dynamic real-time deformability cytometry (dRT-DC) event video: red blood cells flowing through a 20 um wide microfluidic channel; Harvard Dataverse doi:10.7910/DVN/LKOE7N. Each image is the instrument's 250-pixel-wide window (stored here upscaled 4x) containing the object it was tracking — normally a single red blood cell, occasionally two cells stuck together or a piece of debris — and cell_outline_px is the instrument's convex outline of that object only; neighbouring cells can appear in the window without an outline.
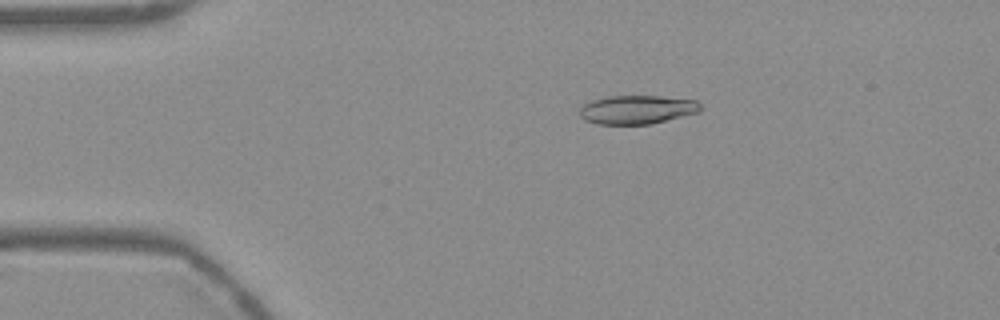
{"species": "Egyptian fruit bat (a non-hibernating species)", "species_latin": "Rousettus aegyptiacus", "temperature_condition": "warm", "stored_images_in_passage": 54, "camera_frame_rate_fps": 3000, "um_per_image_px": 0.085, "frame": {"image": 1, "passage_image": 10, "time_ms": 3.0, "image_size_px": [1000, 320], "cell_outline_px": [[704, 108], [700, 112], [648, 124], [596, 124], [584, 120], [580, 116], [580, 108], [584, 104], [592, 100], [608, 96], [660, 96], [696, 100]], "centroid_in_image_um": [54.16, 9.31], "position_along_channel_um": 30.8, "area_um2": 20.23}}
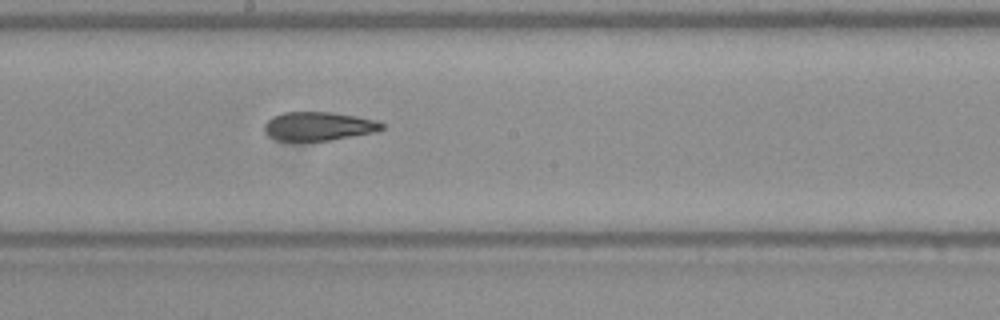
{"frame": {"image": 2, "passage_image": 29, "time_ms": 9.333, "image_size_px": [1000, 320], "cell_outline_px": [[384, 128], [376, 132], [328, 140], [276, 140], [268, 136], [264, 132], [264, 124], [268, 120], [284, 112], [328, 112], [356, 116], [376, 120], [384, 124]], "centroid_in_image_um": [27.08, 10.72], "position_along_channel_um": 221.1, "area_um2": 19.42}}
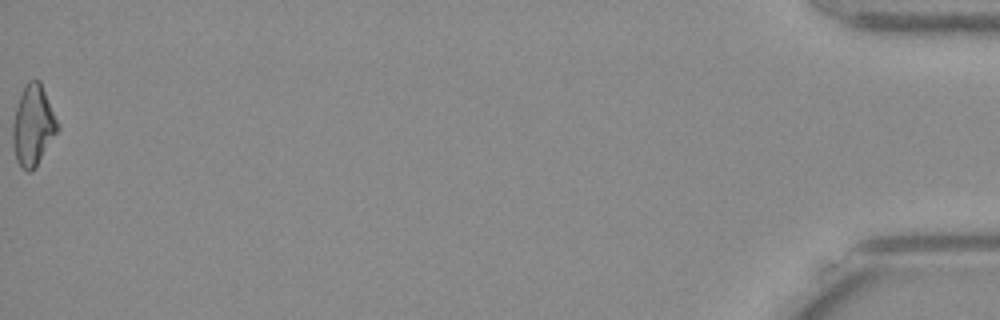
{"frame": {"image": 3, "passage_image": 54, "time_ms": 17.667, "image_size_px": [1000, 320], "cell_outline_px": [[60, 128], [36, 168], [32, 172], [28, 172], [20, 168], [16, 160], [12, 144], [12, 124], [20, 92], [28, 80], [40, 80], [60, 124]], "centroid_in_image_um": [2.82, 10.69], "position_along_channel_um": 432.4, "area_um2": 21.62}, "authors_computed_cell_mechanics": {"area_um2": 20.3167, "velocity_mm_per_s": 3.7683, "shape_relaxation_time_tau1_ms": null, "shape_relaxation_time_tau2_ms": 3.6569, "deformation_change_tau1": null, "deformation_change_tau2": 0.1042}}